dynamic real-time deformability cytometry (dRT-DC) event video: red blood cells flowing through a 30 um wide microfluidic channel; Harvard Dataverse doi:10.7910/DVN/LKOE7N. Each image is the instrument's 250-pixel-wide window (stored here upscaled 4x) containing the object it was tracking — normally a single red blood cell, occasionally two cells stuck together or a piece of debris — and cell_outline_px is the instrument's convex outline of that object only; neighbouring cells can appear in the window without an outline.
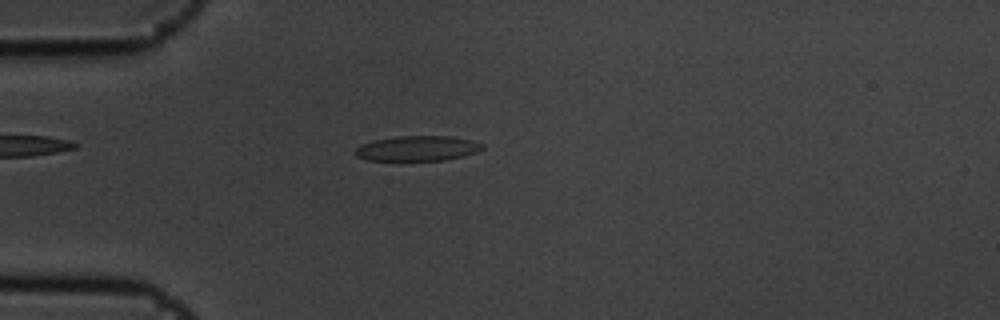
{"species": "common noctule bat (a hibernating species)", "species_latin": "Nyctalus noctula", "temperature_condition": "cold", "stored_images_in_passage": 2, "camera_frame_rate_fps": 3000, "um_per_image_px": 0.085, "animal": {"sex": "male", "body_mass_g": 19.5, "forearm_length_mm": 54.6}, "frame": {"image": 1, "passage_image": 2, "time_ms": 0.333, "image_size_px": [1000, 320], "cell_outline_px": [[484, 148], [476, 152], [444, 160], [368, 160], [356, 156], [352, 152], [356, 148], [372, 140], [396, 136], [452, 136], [472, 140], [484, 144]], "centroid_in_image_um": [35.47, 12.6], "position_along_channel_um": 49.5, "area_um2": 18.55}}